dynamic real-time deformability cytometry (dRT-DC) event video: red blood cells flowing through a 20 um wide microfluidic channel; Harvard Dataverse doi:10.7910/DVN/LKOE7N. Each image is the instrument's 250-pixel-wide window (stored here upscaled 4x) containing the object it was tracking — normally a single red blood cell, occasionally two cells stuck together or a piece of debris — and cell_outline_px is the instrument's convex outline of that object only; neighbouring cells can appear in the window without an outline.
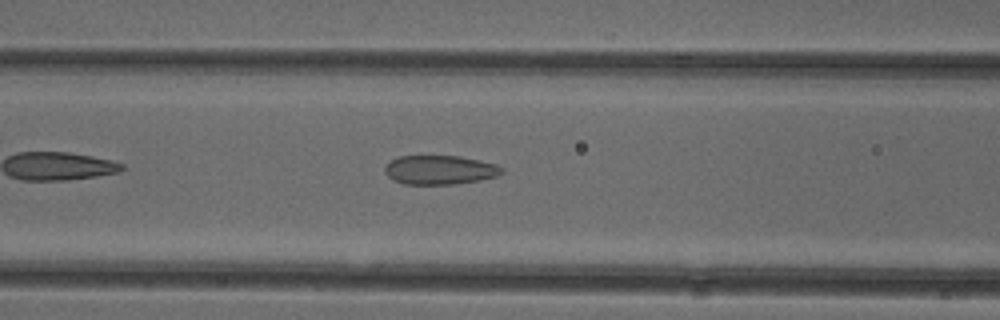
{"species": "common noctule bat (a hibernating species)", "species_latin": "Nyctalus noctula", "temperature_condition": "cold", "stored_images_in_passage": 39, "camera_frame_rate_fps": 3000, "um_per_image_px": 0.085, "animal": {"sex": "female"}, "frame": {"image": 1, "passage_image": 8, "time_ms": 2.333, "image_size_px": [1000, 320], "cell_outline_px": [[504, 172], [496, 176], [480, 180], [452, 184], [404, 184], [392, 180], [384, 172], [384, 168], [392, 160], [400, 156], [456, 156], [480, 160], [496, 164], [504, 168]], "centroid_in_image_um": [37.39, 14.44], "position_along_channel_um": 129.2, "area_um2": 19.77}}
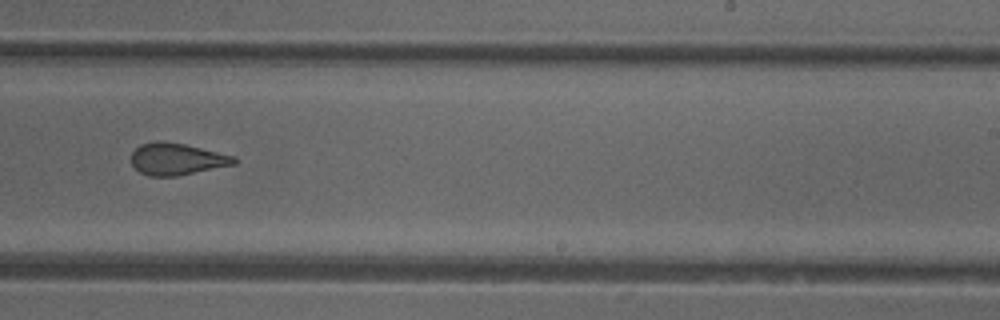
{"frame": {"image": 2, "passage_image": 19, "time_ms": 6.0, "image_size_px": [1000, 320], "cell_outline_px": [[240, 160], [236, 164], [176, 176], [148, 176], [140, 172], [132, 164], [132, 152], [140, 144], [156, 140], [160, 140], [184, 144], [236, 156]], "centroid_in_image_um": [15.05, 13.51], "position_along_channel_um": 273.9, "area_um2": 19.19}}
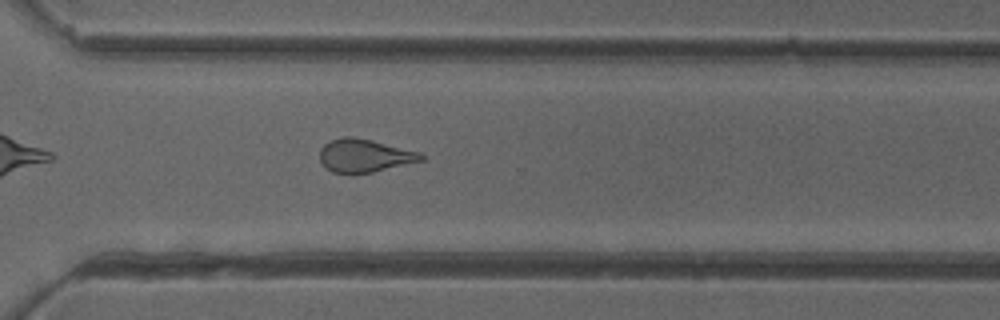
{"frame": {"image": 3, "passage_image": 24, "time_ms": 7.667, "image_size_px": [1000, 320], "cell_outline_px": [[424, 160], [372, 172], [348, 176], [332, 172], [320, 160], [320, 148], [324, 144], [332, 140], [344, 136], [352, 136], [372, 140], [420, 152], [424, 156]], "centroid_in_image_um": [30.96, 13.25], "position_along_channel_um": 339.6, "area_um2": 19.77}, "authors_computed_cell_mechanics": {"area_um2": 20.2878, "velocity_mm_per_s": 3.9478, "shape_relaxation_time_tau1_ms": null, "shape_relaxation_time_tau2_ms": 1.6926, "deformation_change_tau1": null, "deformation_change_tau2": 0.108}}